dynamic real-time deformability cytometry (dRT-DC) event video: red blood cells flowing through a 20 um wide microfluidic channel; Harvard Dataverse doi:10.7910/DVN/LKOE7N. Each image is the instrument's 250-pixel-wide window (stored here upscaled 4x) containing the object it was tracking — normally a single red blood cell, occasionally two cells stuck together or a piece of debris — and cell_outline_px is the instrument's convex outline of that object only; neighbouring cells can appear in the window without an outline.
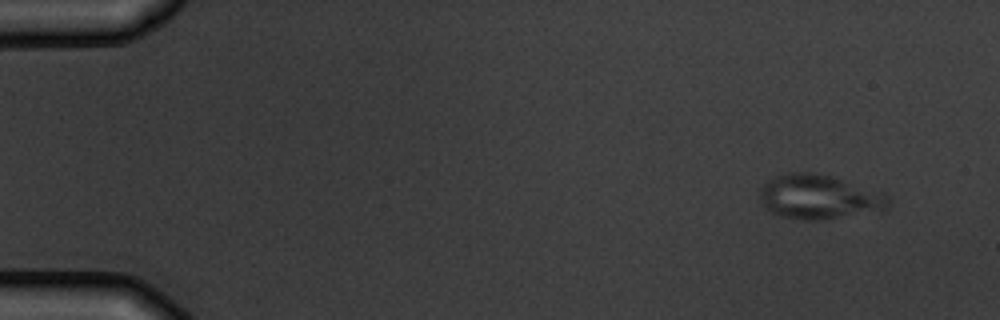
{"species": "common noctule bat (a hibernating species)", "species_latin": "Nyctalus noctula", "temperature_condition": "warm", "stored_images_in_passage": 5, "camera_frame_rate_fps": 3000, "um_per_image_px": 0.085, "animal": {"sex": "male", "body_mass_g": 19.5, "forearm_length_mm": 54.6}, "frame": {"image": 1, "passage_image": 1, "time_ms": 0.0, "image_size_px": [1000, 320], "cell_outline_px": [[892, 200], [888, 208], [884, 212], [824, 220], [800, 220], [780, 216], [764, 208], [760, 196], [760, 188], [768, 180], [776, 176], [788, 172], [808, 172], [832, 176], [880, 192], [888, 196]], "centroid_in_image_um": [69.67, 16.77], "position_along_channel_um": 15.3, "area_um2": 33.81}}